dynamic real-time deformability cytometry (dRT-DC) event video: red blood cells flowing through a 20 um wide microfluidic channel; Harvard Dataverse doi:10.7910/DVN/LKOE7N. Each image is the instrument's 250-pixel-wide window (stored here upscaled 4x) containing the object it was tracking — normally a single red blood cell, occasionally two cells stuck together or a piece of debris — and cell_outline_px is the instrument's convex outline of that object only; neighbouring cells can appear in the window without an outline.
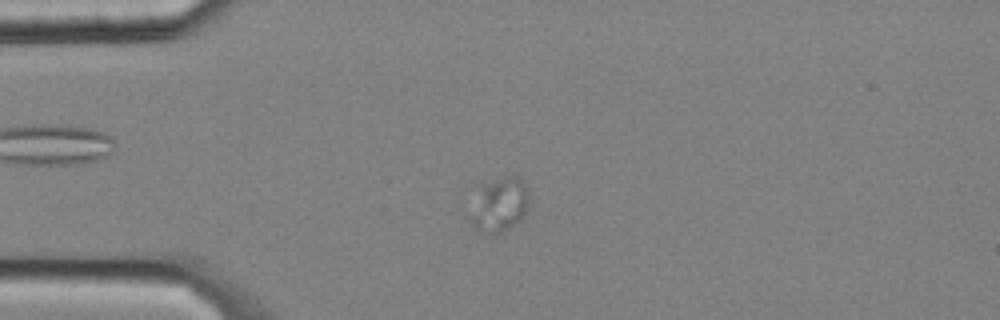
{"species": "common noctule bat (a hibernating species)", "species_latin": "Nyctalus noctula", "temperature_condition": "cold", "stored_images_in_passage": 5, "camera_frame_rate_fps": 3000, "um_per_image_px": 0.085, "animal": {"sex": "male", "body_mass_g": 20.4}, "frame": {"image": 1, "passage_image": 2, "time_ms": 0.333, "image_size_px": [1000, 320], "cell_outline_px": [[528, 208], [524, 216], [516, 224], [492, 236], [472, 228], [464, 216], [480, 184], [504, 176], [516, 176], [528, 188]], "centroid_in_image_um": [42.33, 17.44], "position_along_channel_um": 42.7, "area_um2": 19.71}}
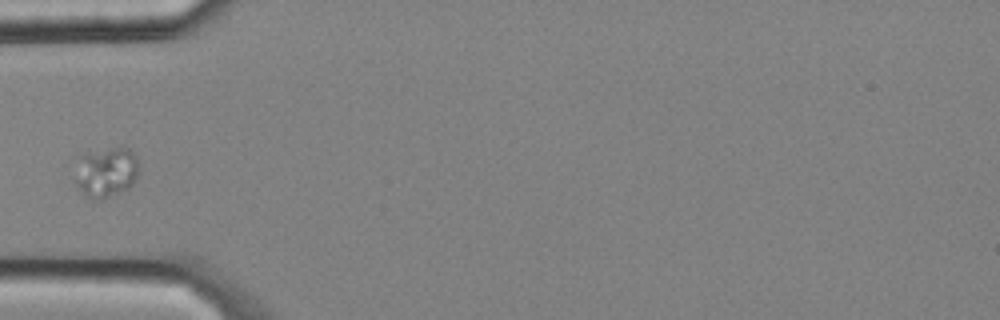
{"frame": {"image": 2, "passage_image": 3, "time_ms": 0.667, "image_size_px": [1000, 320], "cell_outline_px": [[140, 172], [136, 180], [128, 188], [100, 200], [92, 200], [80, 192], [76, 188], [76, 180], [80, 156], [88, 152], [116, 148], [128, 148], [136, 156], [140, 168]], "centroid_in_image_um": [9.06, 14.66], "position_along_channel_um": 75.9, "area_um2": 18.61}}
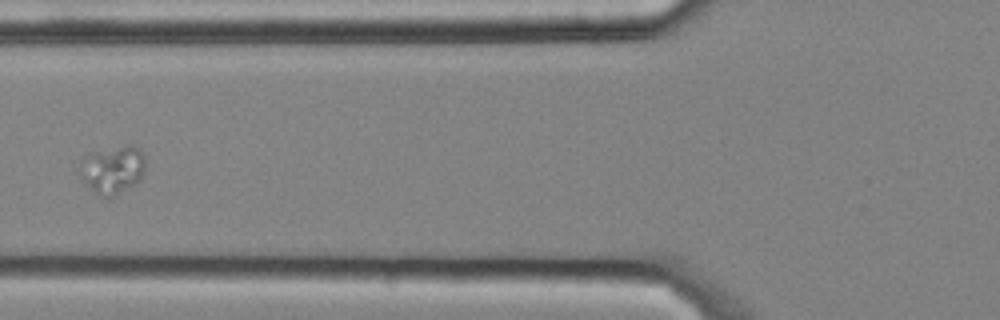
{"frame": {"image": 3, "passage_image": 4, "time_ms": 1.0, "image_size_px": [1000, 320], "cell_outline_px": [[144, 172], [140, 180], [136, 184], [112, 196], [100, 196], [84, 184], [80, 176], [80, 164], [84, 156], [92, 152], [128, 144], [132, 144], [144, 156]], "centroid_in_image_um": [9.55, 14.42], "position_along_channel_um": 116.2, "area_um2": 18.26}}